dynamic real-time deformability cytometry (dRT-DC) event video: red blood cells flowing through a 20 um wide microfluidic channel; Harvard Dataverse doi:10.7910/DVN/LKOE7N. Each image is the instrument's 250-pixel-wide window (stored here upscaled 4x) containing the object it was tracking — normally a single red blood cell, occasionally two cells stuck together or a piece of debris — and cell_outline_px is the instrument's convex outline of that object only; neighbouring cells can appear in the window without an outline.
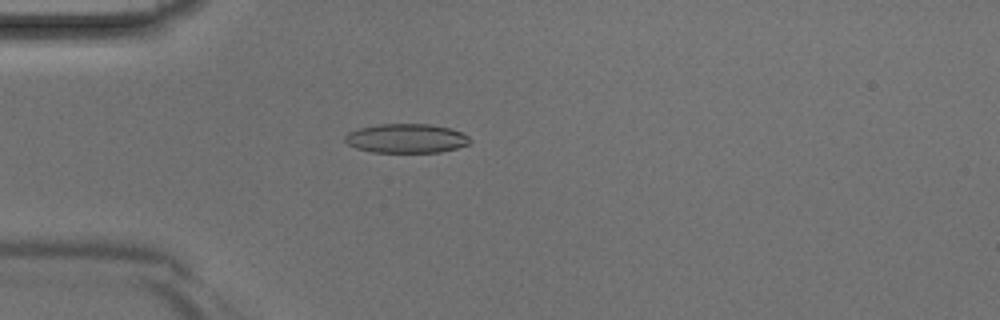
{"species": "Egyptian fruit bat (a non-hibernating species)", "species_latin": "Rousettus aegyptiacus", "temperature_condition": "room temperature", "stored_images_in_passage": 29, "camera_frame_rate_fps": 3000, "um_per_image_px": 0.085, "animal": {"sex": "male"}, "frame": {"image": 1, "passage_image": 3, "time_ms": 0.667, "image_size_px": [1000, 320], "cell_outline_px": [[472, 140], [468, 144], [456, 148], [440, 152], [372, 152], [356, 148], [348, 144], [344, 140], [344, 136], [348, 132], [360, 128], [380, 124], [428, 124], [452, 128], [468, 136]], "centroid_in_image_um": [34.53, 11.76], "position_along_channel_um": 50.5, "area_um2": 21.21}}
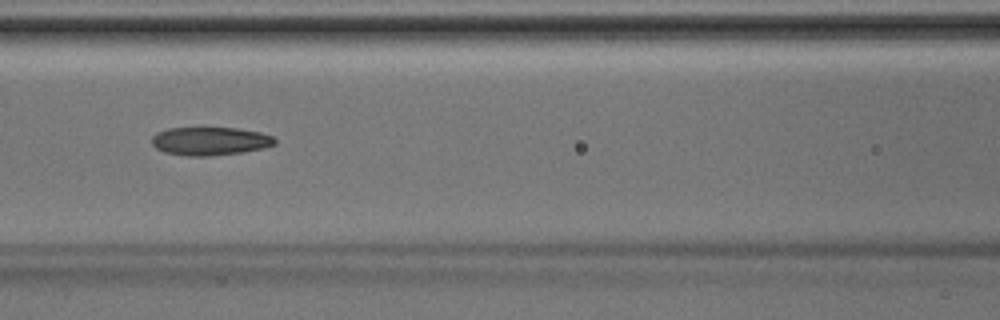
{"frame": {"image": 2, "passage_image": 10, "time_ms": 3.0, "image_size_px": [1000, 320], "cell_outline_px": [[276, 144], [264, 148], [244, 152], [208, 156], [188, 156], [164, 152], [156, 148], [152, 144], [152, 136], [156, 132], [168, 128], [200, 124], [236, 128], [260, 132], [272, 136], [276, 140]], "centroid_in_image_um": [17.82, 11.94], "position_along_channel_um": 148.8, "area_um2": 21.33}}
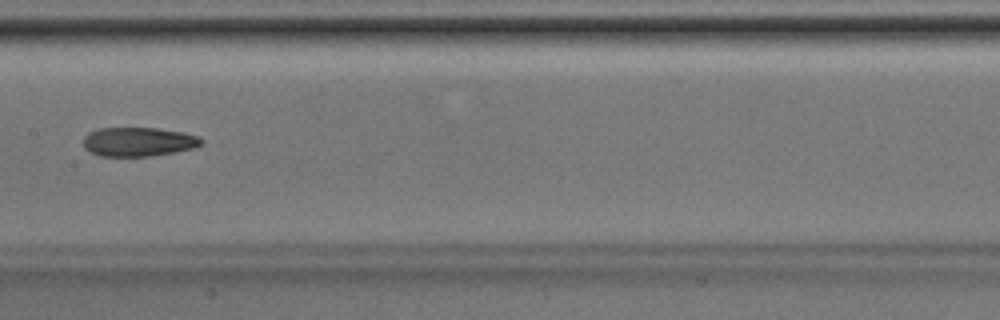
{"frame": {"image": 3, "passage_image": 13, "time_ms": 4.0, "image_size_px": [1000, 320], "cell_outline_px": [[204, 144], [196, 148], [152, 156], [100, 156], [88, 152], [84, 148], [84, 136], [88, 132], [100, 128], [156, 128], [184, 132], [200, 136], [204, 140]], "centroid_in_image_um": [11.8, 12.05], "position_along_channel_um": 195.6, "area_um2": 20.35}}